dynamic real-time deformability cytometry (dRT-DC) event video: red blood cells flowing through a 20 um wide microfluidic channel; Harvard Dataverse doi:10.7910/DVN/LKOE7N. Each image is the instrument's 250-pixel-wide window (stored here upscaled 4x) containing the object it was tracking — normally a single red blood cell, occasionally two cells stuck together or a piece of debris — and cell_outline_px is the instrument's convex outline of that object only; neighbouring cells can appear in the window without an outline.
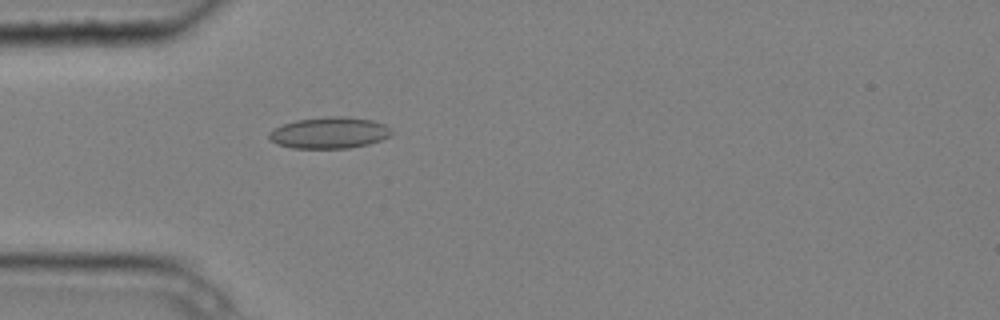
{"species": "common noctule bat (a hibernating species)", "species_latin": "Nyctalus noctula", "temperature_condition": "cold", "stored_images_in_passage": 2, "camera_frame_rate_fps": 3000, "um_per_image_px": 0.085, "animal": {"sex": "male", "body_mass_g": 20.4}, "frame": {"image": 1, "passage_image": 2, "time_ms": 0.333, "image_size_px": [1000, 320], "cell_outline_px": [[396, 132], [392, 136], [368, 144], [348, 148], [292, 148], [276, 144], [268, 136], [268, 132], [284, 124], [296, 120], [328, 116], [348, 116], [372, 120], [384, 124], [392, 128]], "centroid_in_image_um": [28.06, 11.28], "position_along_channel_um": 56.9, "area_um2": 22.6}}